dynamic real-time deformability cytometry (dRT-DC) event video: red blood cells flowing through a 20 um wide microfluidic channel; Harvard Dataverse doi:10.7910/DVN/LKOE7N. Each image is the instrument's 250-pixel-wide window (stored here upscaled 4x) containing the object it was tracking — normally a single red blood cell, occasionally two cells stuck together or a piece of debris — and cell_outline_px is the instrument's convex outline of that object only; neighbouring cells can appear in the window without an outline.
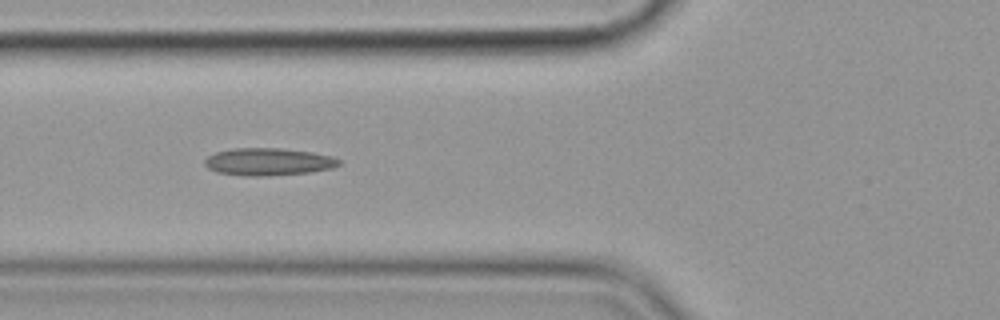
{"species": "common noctule bat (a hibernating species)", "species_latin": "Nyctalus noctula", "temperature_condition": "cold", "stored_images_in_passage": 7, "camera_frame_rate_fps": 3000, "um_per_image_px": 0.085, "animal": {"sex": "female", "body_mass_g": 19.9}, "frame": {"image": 1, "passage_image": 6, "time_ms": 6.667, "image_size_px": [1000, 320], "cell_outline_px": [[340, 164], [332, 168], [308, 172], [264, 176], [248, 176], [216, 172], [208, 168], [204, 164], [204, 160], [208, 156], [216, 152], [232, 148], [284, 148], [312, 152], [332, 156], [340, 160]], "centroid_in_image_um": [22.79, 13.74], "position_along_channel_um": 103.0, "area_um2": 21.44}}
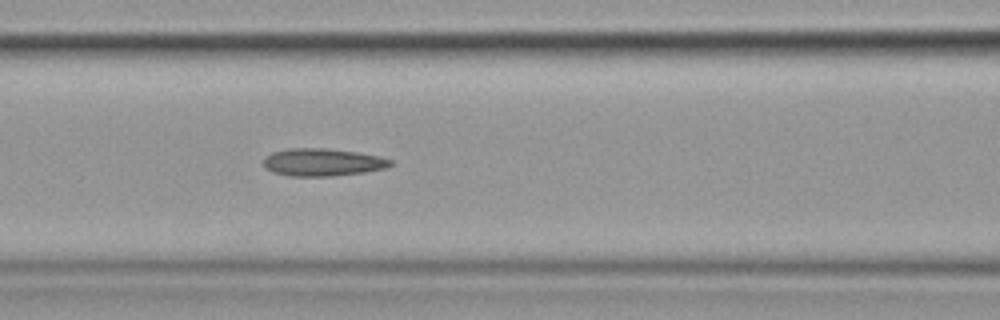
{"frame": {"image": 2, "passage_image": 7, "time_ms": 7.667, "image_size_px": [1000, 320], "cell_outline_px": [[392, 164], [388, 168], [364, 172], [332, 176], [288, 176], [272, 172], [264, 168], [264, 156], [272, 152], [288, 148], [324, 148], [360, 152], [380, 156], [392, 160]], "centroid_in_image_um": [27.41, 13.79], "position_along_channel_um": 139.2, "area_um2": 20.69}}